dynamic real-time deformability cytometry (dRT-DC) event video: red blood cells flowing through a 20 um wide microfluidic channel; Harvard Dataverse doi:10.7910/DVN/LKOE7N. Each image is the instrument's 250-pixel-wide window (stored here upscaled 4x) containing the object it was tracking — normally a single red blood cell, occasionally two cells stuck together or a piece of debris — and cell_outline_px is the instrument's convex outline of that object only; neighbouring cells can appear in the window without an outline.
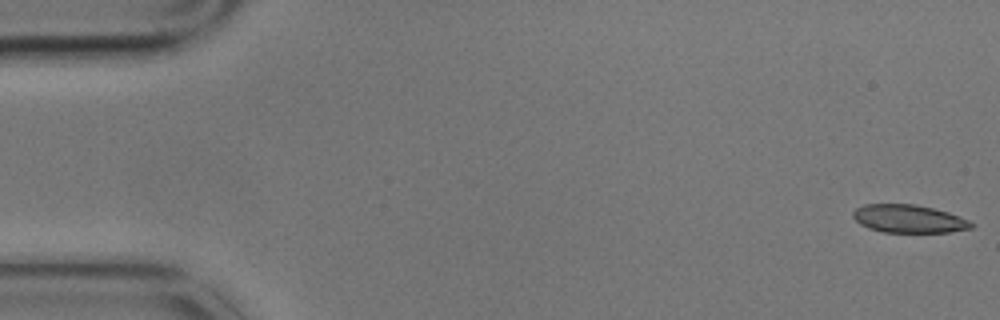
{"species": "common noctule bat (a hibernating species)", "species_latin": "Nyctalus noctula", "temperature_condition": "cold", "stored_images_in_passage": 6, "camera_frame_rate_fps": 3000, "um_per_image_px": 0.085, "animal": {"sex": "male", "body_mass_g": 17.9}, "frame": {"image": 1, "passage_image": 1, "time_ms": 0.0, "image_size_px": [1000, 320], "cell_outline_px": [[976, 224], [972, 228], [948, 232], [884, 232], [868, 228], [860, 224], [852, 216], [852, 212], [856, 208], [864, 204], [916, 204], [948, 212], [968, 220]], "centroid_in_image_um": [77.23, 18.59], "position_along_channel_um": 7.8, "area_um2": 19.31}}
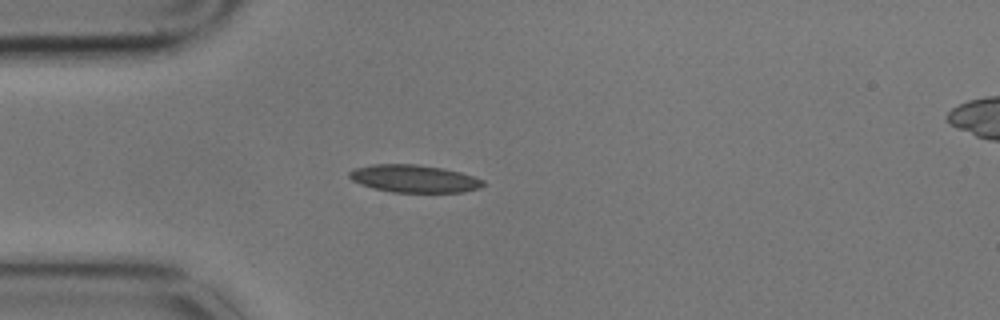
{"frame": {"image": 2, "passage_image": 4, "time_ms": 1.0, "image_size_px": [1000, 320], "cell_outline_px": [[484, 184], [480, 188], [464, 192], [392, 192], [360, 184], [352, 180], [348, 176], [348, 172], [352, 168], [372, 164], [416, 164], [440, 168], [460, 172], [484, 180]], "centroid_in_image_um": [35.17, 15.18], "position_along_channel_um": 49.8, "area_um2": 21.44}}